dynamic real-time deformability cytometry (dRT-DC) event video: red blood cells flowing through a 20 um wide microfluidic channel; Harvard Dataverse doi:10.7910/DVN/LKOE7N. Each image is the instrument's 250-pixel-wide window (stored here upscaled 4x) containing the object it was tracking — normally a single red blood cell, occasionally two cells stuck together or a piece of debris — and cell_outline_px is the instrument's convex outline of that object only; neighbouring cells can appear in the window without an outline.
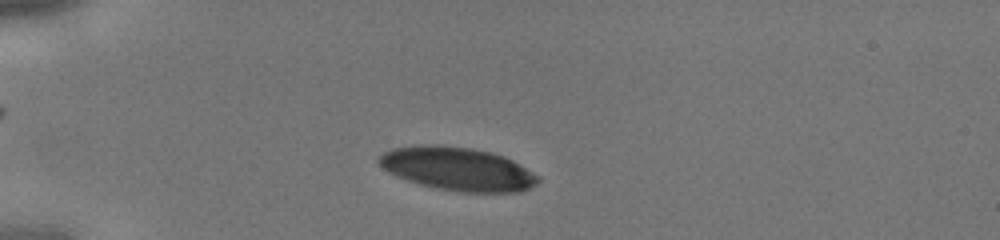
{"species": "human", "species_latin": "Homo sapiens", "temperature_condition": "cold", "stored_images_in_passage": 24, "camera_frame_rate_fps": 3000, "um_per_image_px": 0.085, "donor": {"sex": "male"}, "frame": {"image": 1, "passage_image": 3, "time_ms": 0.667, "image_size_px": [1000, 240], "cell_outline_px": [[540, 180], [536, 184], [520, 192], [464, 192], [436, 188], [420, 184], [408, 180], [388, 172], [376, 160], [376, 156], [392, 148], [424, 144], [436, 144], [472, 148], [492, 152], [504, 156], [512, 160], [540, 176]], "centroid_in_image_um": [38.89, 14.34], "position_along_channel_um": 46.1, "area_um2": 40.29}}
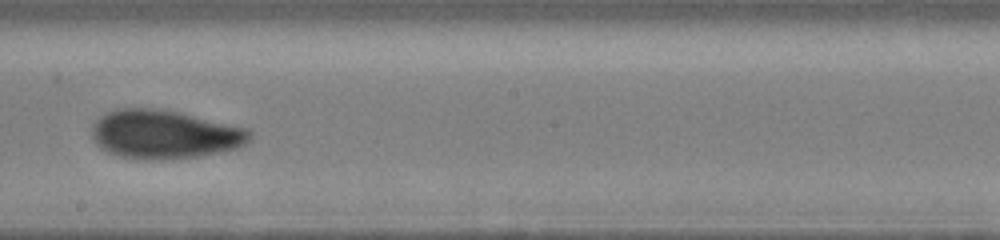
{"frame": {"image": 2, "passage_image": 14, "time_ms": 4.333, "image_size_px": [1000, 240], "cell_outline_px": [[252, 136], [248, 144], [236, 148], [200, 156], [160, 160], [144, 160], [120, 156], [108, 152], [100, 148], [96, 144], [92, 136], [92, 124], [100, 116], [116, 108], [152, 108], [176, 112], [248, 128], [252, 132]], "centroid_in_image_um": [13.97, 11.43], "position_along_channel_um": 234.2, "area_um2": 44.85}}
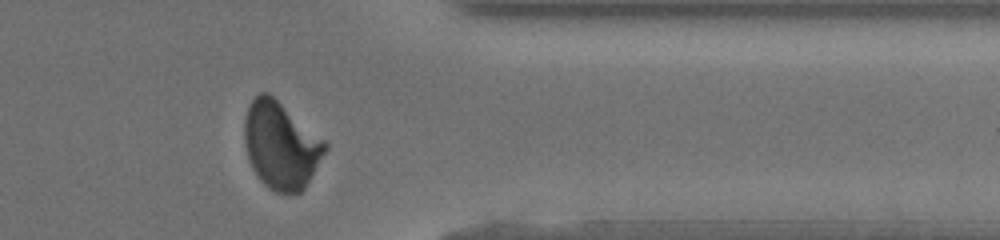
{"frame": {"image": 3, "passage_image": 23, "time_ms": 7.333, "image_size_px": [1000, 240], "cell_outline_px": [[328, 148], [304, 188], [300, 192], [276, 192], [268, 188], [260, 180], [252, 168], [248, 156], [244, 140], [244, 120], [248, 104], [260, 92], [268, 92], [324, 140], [328, 144]], "centroid_in_image_um": [23.85, 12.34], "position_along_channel_um": 387.5, "area_um2": 40.46}}